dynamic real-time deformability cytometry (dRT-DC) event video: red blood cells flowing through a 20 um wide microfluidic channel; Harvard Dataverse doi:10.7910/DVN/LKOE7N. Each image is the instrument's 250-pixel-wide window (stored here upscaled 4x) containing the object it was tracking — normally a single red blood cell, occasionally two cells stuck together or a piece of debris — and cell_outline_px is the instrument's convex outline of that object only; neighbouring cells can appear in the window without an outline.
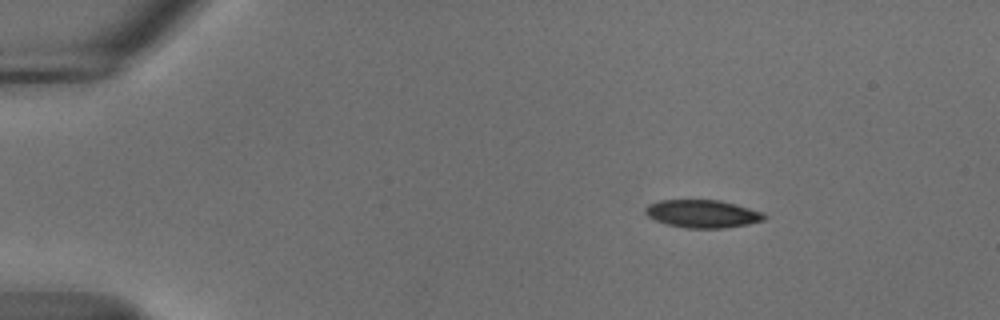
{"species": "common noctule bat (a hibernating species)", "species_latin": "Nyctalus noctula", "temperature_condition": "cold", "stored_images_in_passage": 47, "camera_frame_rate_fps": 3000, "um_per_image_px": 0.085, "animal": {"sex": "male", "body_mass_g": 18.8}, "frame": {"image": 1, "passage_image": 1, "time_ms": 0.0, "image_size_px": [1000, 320], "cell_outline_px": [[768, 216], [764, 220], [748, 224], [724, 228], [684, 228], [668, 224], [656, 220], [648, 216], [644, 212], [644, 208], [648, 204], [660, 200], [720, 200], [736, 204], [764, 212]], "centroid_in_image_um": [59.73, 18.17], "position_along_channel_um": 25.3, "area_um2": 19.42}}
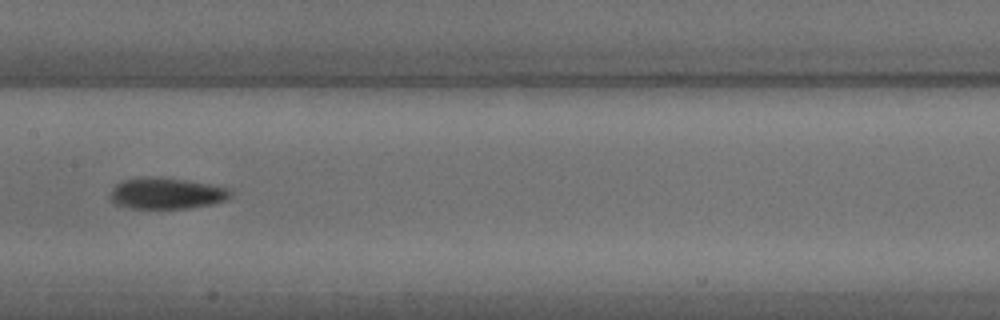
{"frame": {"image": 2, "passage_image": 21, "time_ms": 6.667, "image_size_px": [1000, 320], "cell_outline_px": [[232, 196], [228, 200], [212, 204], [188, 208], [132, 208], [116, 204], [112, 200], [112, 188], [116, 184], [124, 180], [148, 176], [160, 176], [208, 184], [228, 188], [232, 192]], "centroid_in_image_um": [14.19, 16.43], "position_along_channel_um": 193.2, "area_um2": 21.79}}
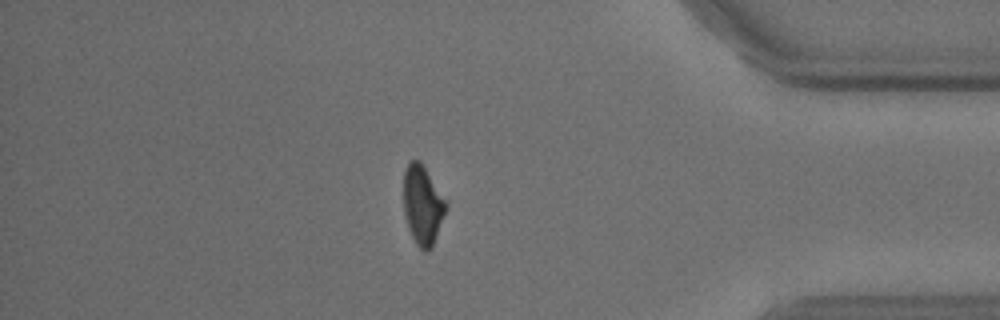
{"frame": {"image": 3, "passage_image": 40, "time_ms": 13.0, "image_size_px": [1000, 320], "cell_outline_px": [[448, 208], [432, 248], [428, 252], [424, 252], [416, 244], [408, 228], [404, 216], [404, 172], [408, 164], [412, 160], [420, 160], [448, 204]], "centroid_in_image_um": [35.94, 17.47], "position_along_channel_um": 399.3, "area_um2": 19.65}, "authors_computed_cell_mechanics": {"area_um2": 20.4034, "velocity_mm_per_s": 3.7093, "shape_relaxation_time_tau1_ms": 3.5792, "shape_relaxation_time_tau2_ms": null, "deformation_change_tau1": 0.1398, "deformation_change_tau2": null}}